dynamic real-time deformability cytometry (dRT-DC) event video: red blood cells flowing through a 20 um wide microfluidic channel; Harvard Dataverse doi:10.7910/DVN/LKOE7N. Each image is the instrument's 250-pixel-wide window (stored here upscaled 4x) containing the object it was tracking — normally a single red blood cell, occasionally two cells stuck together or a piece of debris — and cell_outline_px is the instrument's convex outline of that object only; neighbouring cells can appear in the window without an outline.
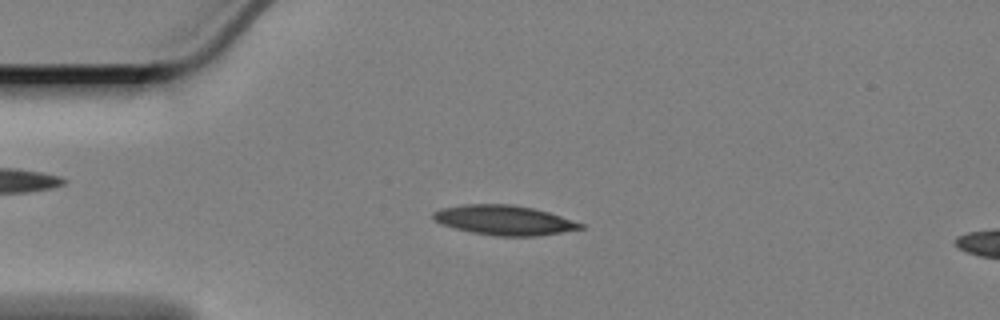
{"species": "Egyptian fruit bat (a non-hibernating species)", "species_latin": "Rousettus aegyptiacus", "temperature_condition": "cold", "stored_images_in_passage": 50, "camera_frame_rate_fps": 3000, "um_per_image_px": 0.085, "animal": {"sex": "female"}, "frame": {"image": 1, "passage_image": 5, "time_ms": 1.333, "image_size_px": [1000, 320], "cell_outline_px": [[584, 228], [540, 236], [496, 236], [472, 232], [440, 224], [432, 220], [432, 212], [440, 208], [464, 204], [512, 204], [532, 208], [548, 212], [584, 224]], "centroid_in_image_um": [42.81, 18.71], "position_along_channel_um": 42.2, "area_um2": 25.55}}
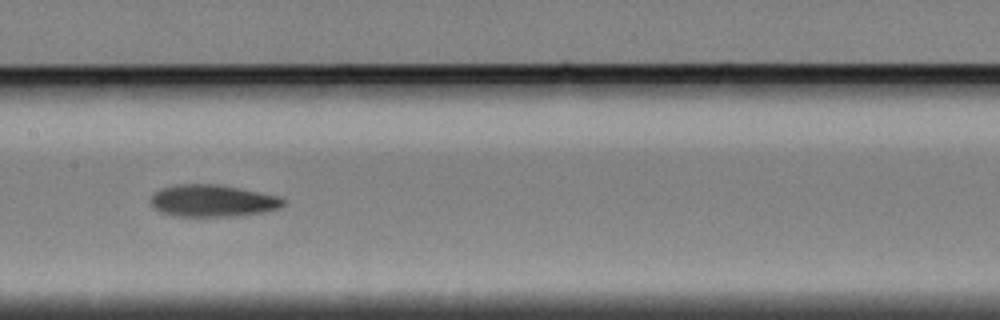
{"frame": {"image": 2, "passage_image": 20, "time_ms": 6.333, "image_size_px": [1000, 320], "cell_outline_px": [[288, 200], [280, 208], [264, 212], [232, 216], [172, 216], [160, 212], [152, 208], [148, 200], [160, 188], [176, 184], [216, 184], [280, 196]], "centroid_in_image_um": [18.04, 17.07], "position_along_channel_um": 189.4, "area_um2": 24.97}}
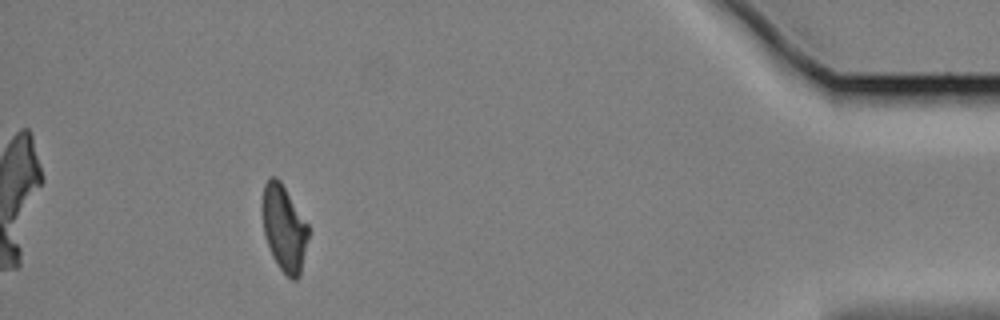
{"frame": {"image": 3, "passage_image": 45, "time_ms": 14.667, "image_size_px": [1000, 320], "cell_outline_px": [[308, 236], [300, 276], [296, 280], [292, 280], [280, 268], [272, 256], [264, 236], [264, 184], [272, 176], [276, 176], [280, 180], [308, 224]], "centroid_in_image_um": [24.17, 19.42], "position_along_channel_um": 411.0, "area_um2": 22.54}, "authors_computed_cell_mechanics": {"area_um2": 24.9696, "velocity_mm_per_s": 3.3522, "shape_relaxation_time_tau1_ms": 5.1855, "shape_relaxation_time_tau2_ms": 5.308, "deformation_change_tau1": 0.1421, "deformation_change_tau2": 0.1336}}